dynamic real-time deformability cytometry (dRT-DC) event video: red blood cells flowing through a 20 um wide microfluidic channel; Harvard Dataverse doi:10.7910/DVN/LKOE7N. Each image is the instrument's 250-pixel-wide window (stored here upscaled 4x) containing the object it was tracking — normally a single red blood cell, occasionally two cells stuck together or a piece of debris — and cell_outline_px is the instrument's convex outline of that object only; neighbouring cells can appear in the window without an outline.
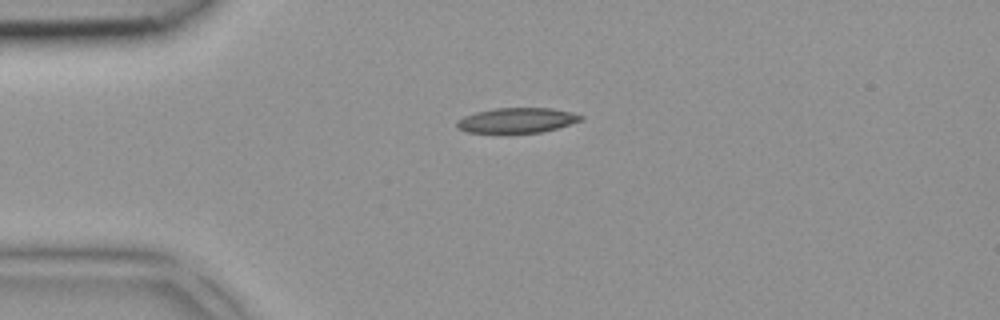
{"species": "common noctule bat (a hibernating species)", "species_latin": "Nyctalus noctula", "temperature_condition": "room temperature", "stored_images_in_passage": 2, "camera_frame_rate_fps": 3000, "um_per_image_px": 0.085, "animal": {"sex": "female", "body_mass_g": 18.4}, "frame": {"image": 1, "passage_image": 1, "time_ms": 0.0, "image_size_px": [1000, 320], "cell_outline_px": [[584, 116], [580, 120], [556, 128], [540, 132], [508, 136], [468, 132], [456, 128], [456, 120], [464, 116], [476, 112], [496, 108], [548, 108], [572, 112]], "centroid_in_image_um": [43.84, 10.28], "position_along_channel_um": 41.2, "area_um2": 18.79}}
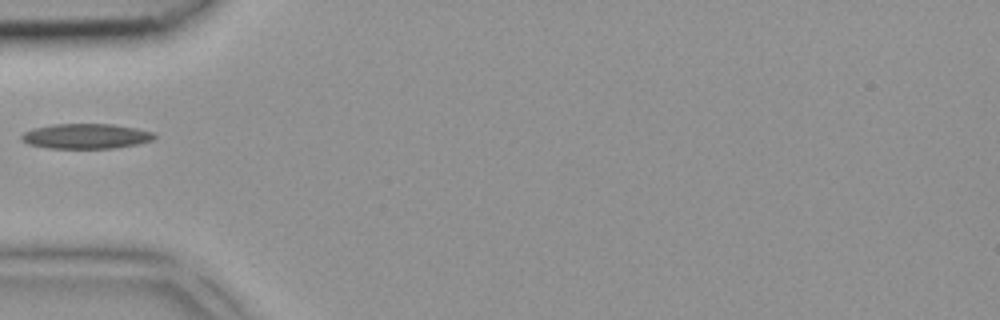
{"frame": {"image": 2, "passage_image": 2, "time_ms": 0.333, "image_size_px": [1000, 320], "cell_outline_px": [[156, 136], [152, 140], [136, 144], [112, 148], [48, 148], [28, 144], [20, 140], [20, 136], [24, 132], [36, 128], [52, 124], [112, 124], [136, 128], [156, 132]], "centroid_in_image_um": [7.31, 11.57], "position_along_channel_um": 77.7, "area_um2": 19.36}}